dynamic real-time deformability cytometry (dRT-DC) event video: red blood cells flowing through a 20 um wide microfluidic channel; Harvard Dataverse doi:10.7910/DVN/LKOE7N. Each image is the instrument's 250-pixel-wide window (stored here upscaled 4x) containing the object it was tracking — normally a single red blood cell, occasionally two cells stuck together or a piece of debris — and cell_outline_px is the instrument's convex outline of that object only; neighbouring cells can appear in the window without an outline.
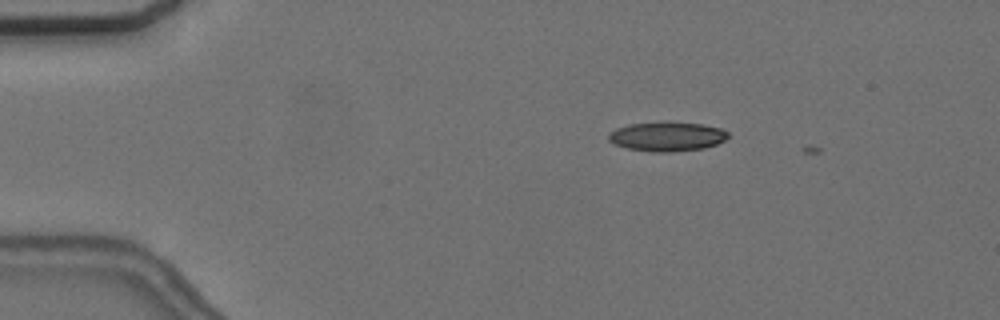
{"species": "common noctule bat (a hibernating species)", "species_latin": "Nyctalus noctula", "temperature_condition": "cold", "stored_images_in_passage": 2, "camera_frame_rate_fps": 3000, "um_per_image_px": 0.085, "animal": {"sex": "female", "body_mass_g": 24.6, "forearm_length_mm": 56.2}, "frame": {"image": 1, "passage_image": 1, "time_ms": 0.0, "image_size_px": [1000, 320], "cell_outline_px": [[728, 136], [724, 140], [716, 144], [704, 148], [672, 152], [652, 152], [628, 148], [616, 144], [608, 140], [608, 132], [616, 128], [628, 124], [704, 124], [720, 128], [728, 132]], "centroid_in_image_um": [56.68, 11.64], "position_along_channel_um": 28.3, "area_um2": 19.77}}